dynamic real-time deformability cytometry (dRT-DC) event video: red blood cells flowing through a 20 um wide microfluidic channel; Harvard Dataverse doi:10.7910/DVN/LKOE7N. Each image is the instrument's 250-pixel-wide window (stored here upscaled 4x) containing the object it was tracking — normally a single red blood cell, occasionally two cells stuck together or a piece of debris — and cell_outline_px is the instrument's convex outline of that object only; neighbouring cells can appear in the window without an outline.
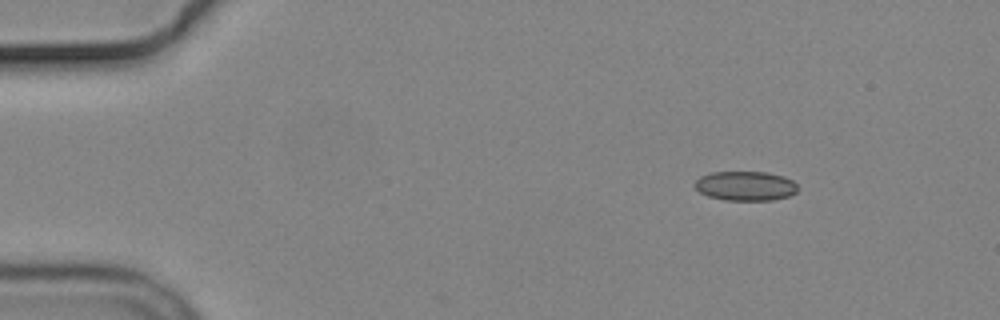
{"species": "common noctule bat (a hibernating species)", "species_latin": "Nyctalus noctula", "temperature_condition": "cold", "stored_images_in_passage": 9, "camera_frame_rate_fps": 3000, "um_per_image_px": 0.085, "animal": {"sex": "male", "body_mass_g": 19.2, "forearm_length_mm": 51.8}, "frame": {"image": 1, "passage_image": 1, "time_ms": 0.0, "image_size_px": [1000, 320], "cell_outline_px": [[800, 188], [796, 192], [788, 196], [772, 200], [724, 200], [708, 196], [700, 192], [692, 184], [700, 176], [712, 172], [768, 172], [784, 176], [792, 180]], "centroid_in_image_um": [63.37, 15.8], "position_along_channel_um": 21.6, "area_um2": 17.8}}
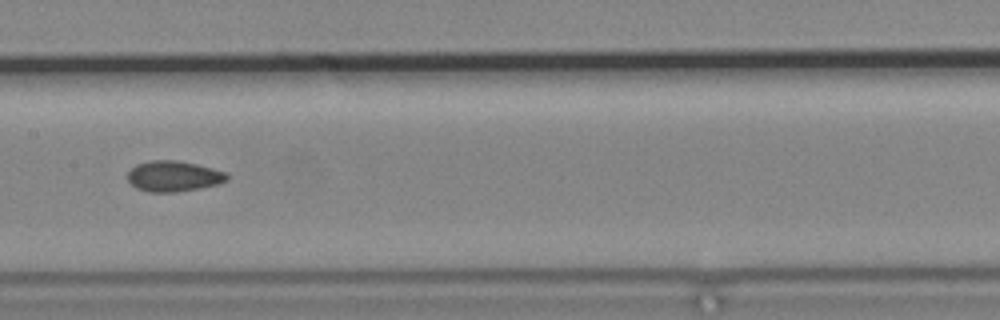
{"frame": {"image": 2, "passage_image": 7, "time_ms": 7.0, "image_size_px": [1000, 320], "cell_outline_px": [[228, 180], [216, 184], [200, 188], [176, 192], [148, 192], [136, 188], [128, 180], [128, 172], [136, 164], [148, 160], [176, 160], [196, 164], [212, 168], [224, 172], [228, 176]], "centroid_in_image_um": [14.72, 14.97], "position_along_channel_um": 192.7, "area_um2": 17.69}}
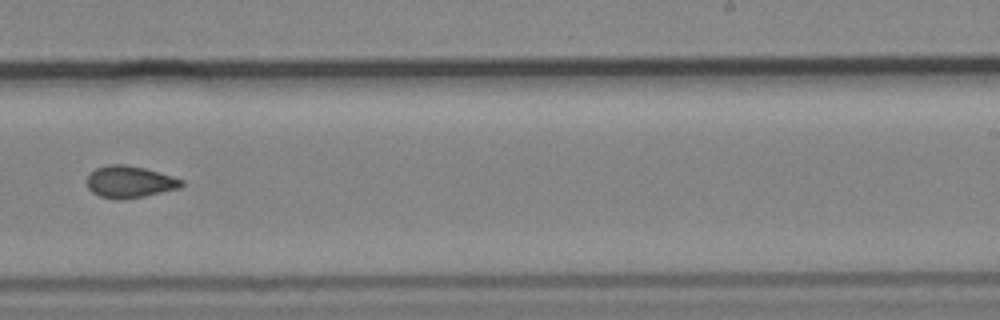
{"frame": {"image": 3, "passage_image": 9, "time_ms": 9.333, "image_size_px": [1000, 320], "cell_outline_px": [[184, 184], [180, 188], [144, 196], [116, 200], [100, 196], [92, 192], [88, 188], [88, 176], [96, 168], [108, 164], [124, 164], [144, 168], [172, 176], [184, 180]], "centroid_in_image_um": [11.03, 15.46], "position_along_channel_um": 278.0, "area_um2": 17.46}}